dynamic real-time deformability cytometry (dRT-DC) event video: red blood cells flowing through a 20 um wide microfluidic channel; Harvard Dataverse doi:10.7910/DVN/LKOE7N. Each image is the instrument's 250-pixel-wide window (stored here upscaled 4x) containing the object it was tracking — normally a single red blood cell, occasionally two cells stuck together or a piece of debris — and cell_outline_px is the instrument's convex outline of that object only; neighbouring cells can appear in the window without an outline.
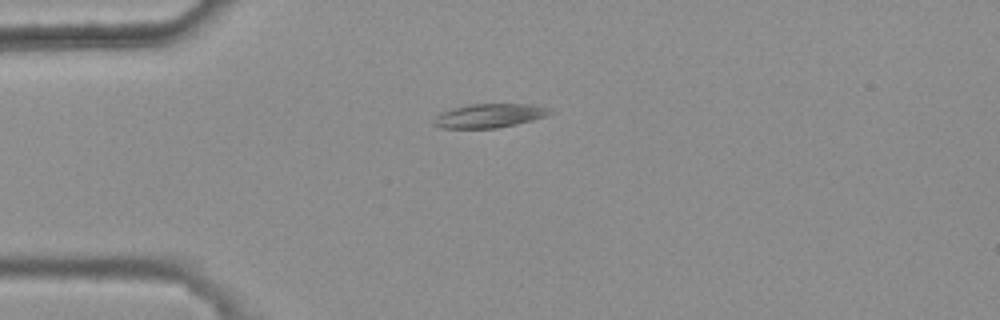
{"species": "common noctule bat (a hibernating species)", "species_latin": "Nyctalus noctula", "temperature_condition": "warm", "stored_images_in_passage": 6, "camera_frame_rate_fps": 3000, "um_per_image_px": 0.085, "animal": {"sex": "female", "body_mass_g": 25.1}, "frame": {"image": 1, "passage_image": 2, "time_ms": 0.333, "image_size_px": [1000, 320], "cell_outline_px": [[556, 112], [548, 116], [516, 124], [496, 128], [440, 128], [432, 124], [432, 120], [440, 112], [452, 108], [472, 104], [532, 104], [548, 108]], "centroid_in_image_um": [41.6, 9.83], "position_along_channel_um": 43.4, "area_um2": 16.36}}
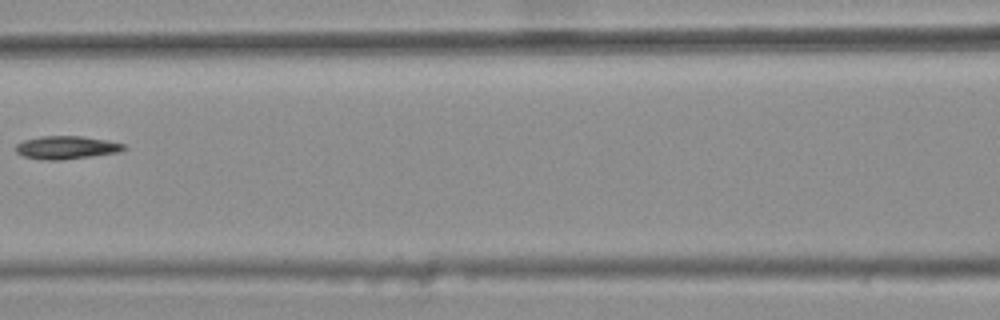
{"frame": {"image": 2, "passage_image": 5, "time_ms": 1.333, "image_size_px": [1000, 320], "cell_outline_px": [[128, 148], [120, 152], [60, 160], [44, 160], [24, 156], [16, 152], [16, 144], [24, 140], [40, 136], [80, 136], [104, 140], [124, 144]], "centroid_in_image_um": [5.64, 12.54], "position_along_channel_um": 161.0, "area_um2": 14.39}}
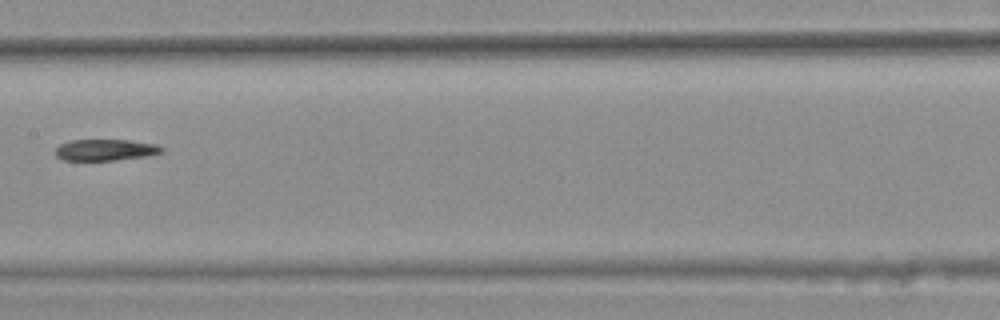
{"frame": {"image": 3, "passage_image": 6, "time_ms": 1.667, "image_size_px": [1000, 320], "cell_outline_px": [[164, 152], [148, 156], [116, 160], [64, 160], [56, 156], [56, 148], [60, 144], [68, 140], [128, 140], [156, 144], [164, 148]], "centroid_in_image_um": [8.99, 12.74], "position_along_channel_um": 198.4, "area_um2": 13.29}}